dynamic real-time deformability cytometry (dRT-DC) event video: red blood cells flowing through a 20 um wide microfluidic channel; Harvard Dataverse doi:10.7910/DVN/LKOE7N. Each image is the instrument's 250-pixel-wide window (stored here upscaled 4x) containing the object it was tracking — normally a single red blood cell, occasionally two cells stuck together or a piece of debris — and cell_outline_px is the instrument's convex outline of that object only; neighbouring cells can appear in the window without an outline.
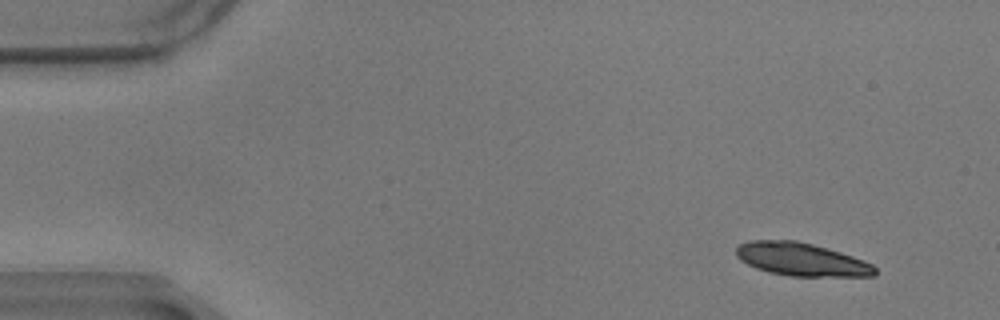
{"species": "common noctule bat (a hibernating species)", "species_latin": "Nyctalus noctula", "temperature_condition": "warm", "stored_images_in_passage": 14, "camera_frame_rate_fps": 3000, "um_per_image_px": 0.085, "animal": {"sex": "male", "body_mass_g": 17.9}, "frame": {"image": 1, "passage_image": 1, "time_ms": 0.0, "image_size_px": [1000, 320], "cell_outline_px": [[876, 276], [792, 276], [768, 272], [756, 268], [740, 260], [736, 256], [736, 248], [740, 244], [752, 240], [796, 240], [812, 244], [840, 252], [864, 260], [872, 264], [876, 268]], "centroid_in_image_um": [68.12, 22.05], "position_along_channel_um": 16.9, "area_um2": 26.65}}